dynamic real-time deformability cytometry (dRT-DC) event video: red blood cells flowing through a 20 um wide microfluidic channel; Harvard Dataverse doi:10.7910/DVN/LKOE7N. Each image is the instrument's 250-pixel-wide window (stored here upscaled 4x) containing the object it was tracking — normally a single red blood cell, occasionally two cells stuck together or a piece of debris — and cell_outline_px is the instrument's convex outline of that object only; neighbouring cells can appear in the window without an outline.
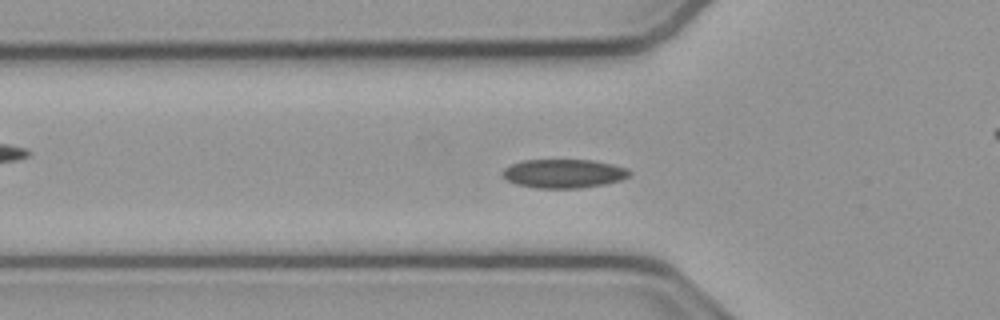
{"species": "common noctule bat (a hibernating species)", "species_latin": "Nyctalus noctula", "temperature_condition": "cold", "stored_images_in_passage": 55, "camera_frame_rate_fps": 3000, "um_per_image_px": 0.085, "animal": {"sex": "male", "body_mass_g": 23.1, "forearm_length_mm": 52.7}, "frame": {"image": 1, "passage_image": 18, "time_ms": 5.667, "image_size_px": [1000, 320], "cell_outline_px": [[632, 172], [628, 176], [620, 180], [604, 184], [580, 188], [536, 188], [516, 184], [508, 180], [500, 172], [504, 168], [512, 164], [524, 160], [592, 160], [612, 164], [628, 168]], "centroid_in_image_um": [47.92, 14.75], "position_along_channel_um": 77.9, "area_um2": 21.27}}
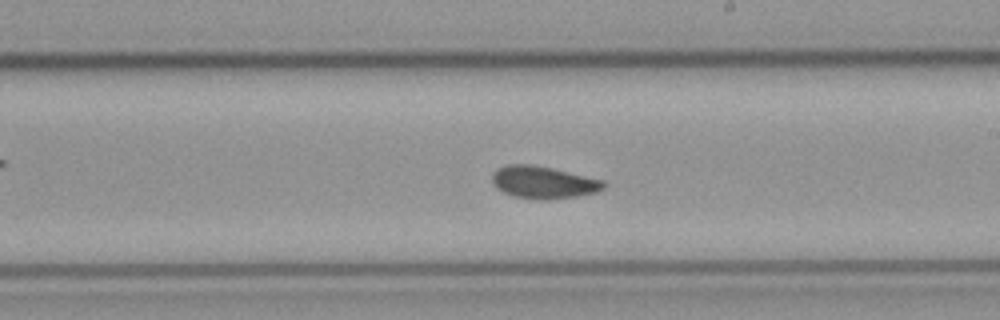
{"frame": {"image": 2, "passage_image": 31, "time_ms": 10.0, "image_size_px": [1000, 320], "cell_outline_px": [[604, 188], [596, 192], [576, 196], [544, 200], [536, 200], [512, 196], [496, 188], [492, 184], [492, 172], [508, 164], [528, 164], [552, 168], [604, 180]], "centroid_in_image_um": [46.15, 15.5], "position_along_channel_um": 242.8, "area_um2": 20.98}}
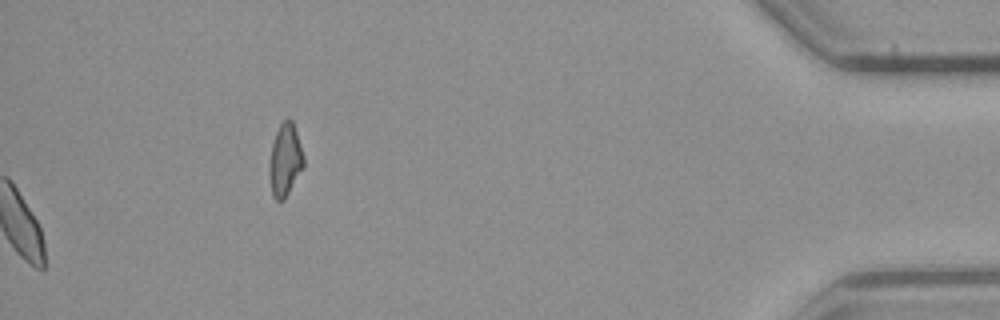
{"frame": {"image": 3, "passage_image": 55, "time_ms": 18.0, "image_size_px": [1000, 320], "cell_outline_px": [[304, 168], [284, 200], [276, 200], [272, 196], [268, 172], [268, 168], [272, 144], [276, 132], [280, 124], [288, 116], [292, 120], [304, 156]], "centroid_in_image_um": [24.23, 13.62], "position_along_channel_um": 411.0, "area_um2": 14.68}, "authors_computed_cell_mechanics": {"area_um2": 20.6346, "velocity_mm_per_s": 3.7749, "shape_relaxation_time_tau1_ms": 4.0954, "shape_relaxation_time_tau2_ms": 6.5437, "deformation_change_tau1": 0.0836, "deformation_change_tau2": 0.0871}}